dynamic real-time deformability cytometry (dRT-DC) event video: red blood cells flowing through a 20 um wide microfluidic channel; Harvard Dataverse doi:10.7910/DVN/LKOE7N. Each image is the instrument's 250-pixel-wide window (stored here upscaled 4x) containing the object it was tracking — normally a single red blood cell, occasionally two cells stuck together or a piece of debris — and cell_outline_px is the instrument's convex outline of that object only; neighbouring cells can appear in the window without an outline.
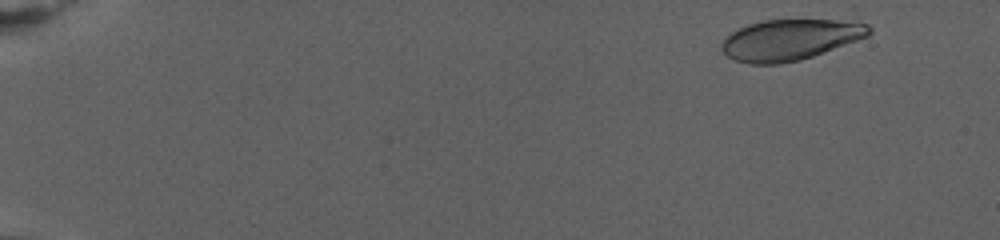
{"species": "human", "species_latin": "Homo sapiens", "temperature_condition": "warm", "stored_images_in_passage": 72, "camera_frame_rate_fps": 3000, "um_per_image_px": 0.085, "donor": {"sex": "female"}, "frame": {"image": 1, "passage_image": 1, "time_ms": 0.0, "image_size_px": [1000, 240], "cell_outline_px": [[872, 32], [868, 36], [812, 56], [800, 60], [780, 64], [748, 64], [736, 60], [728, 56], [720, 48], [720, 44], [732, 32], [748, 24], [764, 20], [836, 20], [868, 24], [872, 28]], "centroid_in_image_um": [67.14, 3.38], "position_along_channel_um": 17.9, "area_um2": 34.8}}
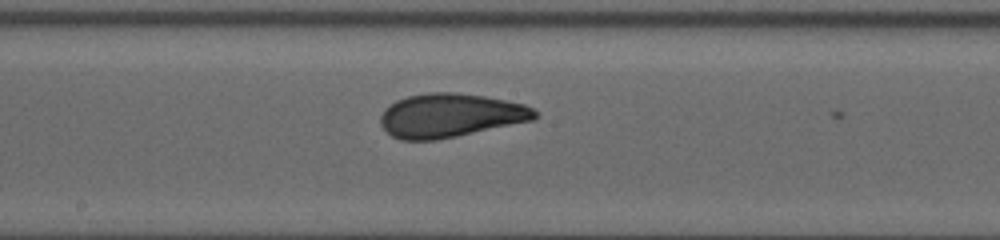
{"frame": {"image": 2, "passage_image": 39, "time_ms": 12.667, "image_size_px": [1000, 240], "cell_outline_px": [[540, 116], [532, 120], [456, 136], [436, 140], [400, 140], [392, 136], [380, 124], [380, 116], [384, 108], [396, 100], [408, 96], [428, 92], [452, 92], [484, 96], [524, 104], [532, 108]], "centroid_in_image_um": [38.24, 9.81], "position_along_channel_um": 210.0, "area_um2": 39.19}}
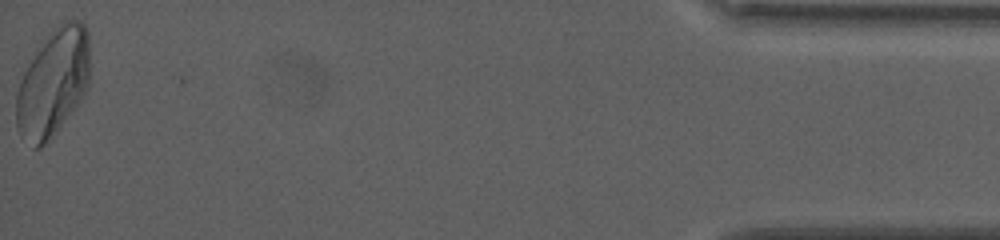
{"frame": {"image": 3, "passage_image": 72, "time_ms": 23.667, "image_size_px": [1000, 240], "cell_outline_px": [[88, 84], [76, 108], [44, 144], [40, 148], [32, 148], [20, 136], [16, 128], [16, 96], [20, 80], [28, 64], [36, 52], [48, 36], [60, 24], [72, 16], [80, 20], [84, 24], [88, 32]], "centroid_in_image_um": [4.5, 7.05], "position_along_channel_um": 430.7, "area_um2": 45.66}, "authors_computed_cell_mechanics": {"area_um2": 39.4196, "velocity_mm_per_s": 2.7532, "shape_relaxation_time_tau1_ms": 6.3764, "shape_relaxation_time_tau2_ms": 1.6694, "deformation_change_tau1": 0.1851, "deformation_change_tau2": 0.0623}}